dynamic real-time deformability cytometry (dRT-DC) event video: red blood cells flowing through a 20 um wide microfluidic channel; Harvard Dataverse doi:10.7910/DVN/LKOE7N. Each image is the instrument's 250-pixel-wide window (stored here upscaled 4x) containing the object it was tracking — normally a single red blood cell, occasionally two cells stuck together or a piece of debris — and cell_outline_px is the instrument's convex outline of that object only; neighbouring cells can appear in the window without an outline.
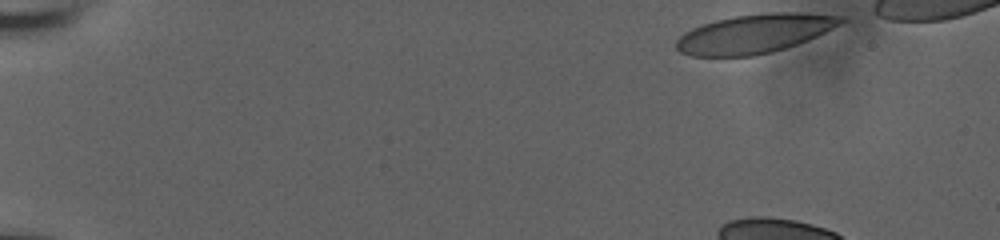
{"species": "human", "species_latin": "Homo sapiens", "temperature_condition": "room temperature", "stored_images_in_passage": 10, "camera_frame_rate_fps": 3000, "um_per_image_px": 0.085, "donor": {"sex": "male"}, "frame": {"image": 1, "passage_image": 1, "time_ms": 0.0, "image_size_px": [1000, 240], "cell_outline_px": [[848, 20], [816, 36], [796, 44], [772, 52], [752, 56], [692, 56], [680, 52], [676, 48], [676, 40], [684, 32], [692, 28], [716, 20], [736, 16], [764, 12], [800, 12], [844, 16]], "centroid_in_image_um": [64.14, 2.85], "position_along_channel_um": 20.9, "area_um2": 37.28}}